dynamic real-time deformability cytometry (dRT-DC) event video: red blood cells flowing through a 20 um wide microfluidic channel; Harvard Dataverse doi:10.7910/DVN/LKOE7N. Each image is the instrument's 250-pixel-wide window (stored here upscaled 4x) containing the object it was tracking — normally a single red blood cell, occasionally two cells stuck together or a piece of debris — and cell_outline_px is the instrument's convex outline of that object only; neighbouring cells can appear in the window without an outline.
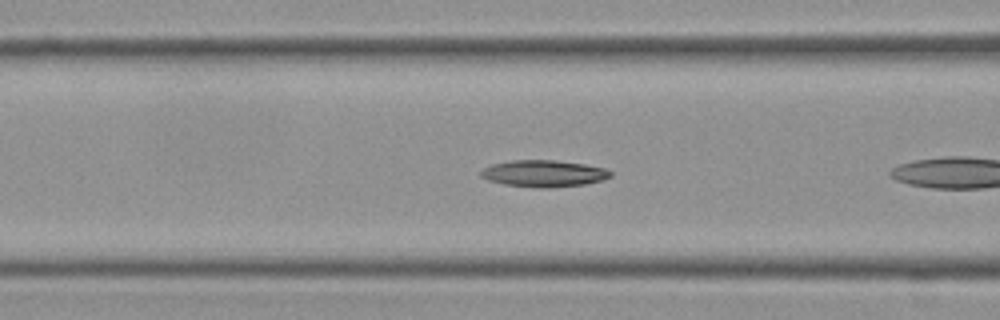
{"species": "Egyptian fruit bat (a non-hibernating species)", "species_latin": "Rousettus aegyptiacus", "temperature_condition": "cold", "stored_images_in_passage": 17, "camera_frame_rate_fps": 3000, "um_per_image_px": 0.085, "frame": {"image": 1, "passage_image": 6, "time_ms": 1.667, "image_size_px": [1000, 320], "cell_outline_px": [[612, 176], [600, 180], [584, 184], [544, 188], [540, 188], [504, 184], [488, 180], [480, 176], [480, 172], [484, 168], [492, 164], [512, 160], [556, 160], [584, 164], [604, 168], [612, 172]], "centroid_in_image_um": [46.2, 14.74], "position_along_channel_um": 120.4, "area_um2": 20.0}}